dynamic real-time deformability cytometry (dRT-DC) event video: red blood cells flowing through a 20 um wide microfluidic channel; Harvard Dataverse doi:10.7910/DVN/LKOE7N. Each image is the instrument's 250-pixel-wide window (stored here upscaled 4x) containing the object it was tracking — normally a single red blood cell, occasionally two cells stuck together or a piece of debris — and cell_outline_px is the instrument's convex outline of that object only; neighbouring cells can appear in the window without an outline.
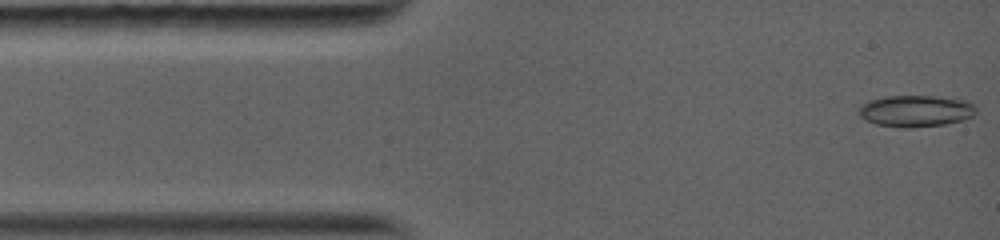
{"species": "common noctule bat (a hibernating species)", "species_latin": "Nyctalus noctula", "temperature_condition": "warm", "stored_images_in_passage": 54, "camera_frame_rate_fps": 5000, "um_per_image_px": 0.085, "animal": {"sex": "female", "body_mass_g": 19.0, "forearm_length_mm": 56.7}, "frame": {"image": 1, "passage_image": 1, "time_ms": 0.0, "image_size_px": [1000, 240], "cell_outline_px": [[976, 112], [972, 116], [964, 120], [944, 124], [912, 128], [900, 128], [876, 124], [860, 116], [860, 108], [864, 104], [872, 100], [888, 96], [932, 96], [972, 100], [976, 108]], "centroid_in_image_um": [77.93, 9.43], "position_along_channel_um": 7.1, "area_um2": 21.56}}
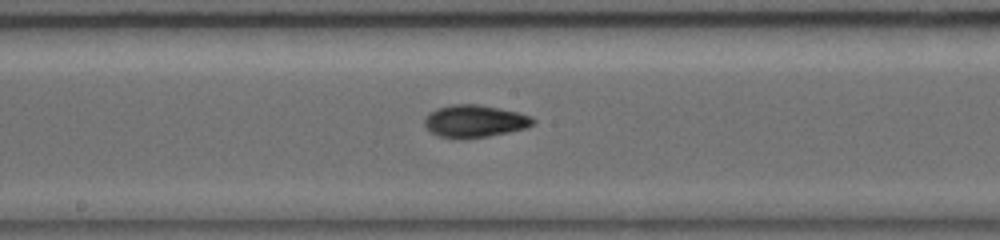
{"frame": {"image": 2, "passage_image": 24, "time_ms": 6.6, "image_size_px": [1000, 240], "cell_outline_px": [[536, 120], [528, 128], [488, 136], [456, 140], [440, 136], [432, 132], [424, 124], [424, 120], [428, 112], [436, 108], [452, 104], [476, 104], [500, 108], [532, 116]], "centroid_in_image_um": [40.34, 10.3], "position_along_channel_um": 207.9, "area_um2": 20.63}}
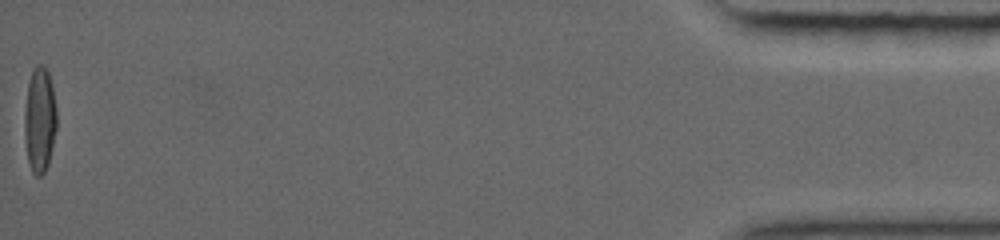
{"frame": {"image": 3, "passage_image": 54, "time_ms": 15.4, "image_size_px": [1000, 240], "cell_outline_px": [[56, 128], [52, 148], [48, 164], [44, 172], [40, 176], [36, 176], [32, 172], [28, 164], [24, 136], [24, 112], [28, 84], [32, 68], [36, 64], [40, 64], [48, 72], [52, 88], [56, 108]], "centroid_in_image_um": [3.35, 10.21], "position_along_channel_um": 431.8, "area_um2": 19.83}, "authors_computed_cell_mechanics": {"area_um2": 19.7965, "velocity_mm_per_s": 4.1375, "shape_relaxation_time_tau1_ms": 9.964, "shape_relaxation_time_tau2_ms": 1.3736, "deformation_change_tau1": 0.2964, "deformation_change_tau2": 0.0508}}